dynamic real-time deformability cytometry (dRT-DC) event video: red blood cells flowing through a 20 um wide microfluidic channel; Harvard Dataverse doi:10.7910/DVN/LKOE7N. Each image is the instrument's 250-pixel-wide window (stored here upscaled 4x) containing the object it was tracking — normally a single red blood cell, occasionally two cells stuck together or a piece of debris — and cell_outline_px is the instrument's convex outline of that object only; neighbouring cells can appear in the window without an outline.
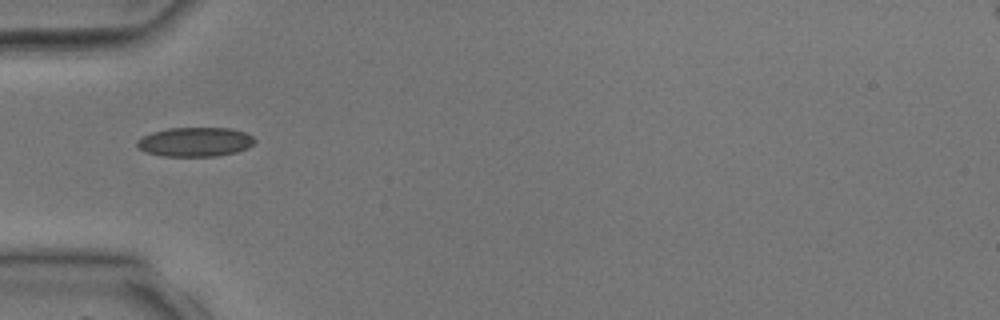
{"species": "common noctule bat (a hibernating species)", "species_latin": "Nyctalus noctula", "temperature_condition": "room temperature", "stored_images_in_passage": 5, "camera_frame_rate_fps": 3000, "um_per_image_px": 0.085, "animal": {"sex": "male", "body_mass_g": 17.9, "forearm_length_mm": 54.2}, "frame": {"image": 1, "passage_image": 4, "time_ms": 3.667, "image_size_px": [1000, 320], "cell_outline_px": [[256, 140], [248, 148], [236, 152], [216, 156], [160, 156], [144, 152], [136, 144], [136, 140], [152, 132], [168, 128], [232, 128], [244, 132], [252, 136]], "centroid_in_image_um": [16.57, 12.06], "position_along_channel_um": 68.4, "area_um2": 20.11}}